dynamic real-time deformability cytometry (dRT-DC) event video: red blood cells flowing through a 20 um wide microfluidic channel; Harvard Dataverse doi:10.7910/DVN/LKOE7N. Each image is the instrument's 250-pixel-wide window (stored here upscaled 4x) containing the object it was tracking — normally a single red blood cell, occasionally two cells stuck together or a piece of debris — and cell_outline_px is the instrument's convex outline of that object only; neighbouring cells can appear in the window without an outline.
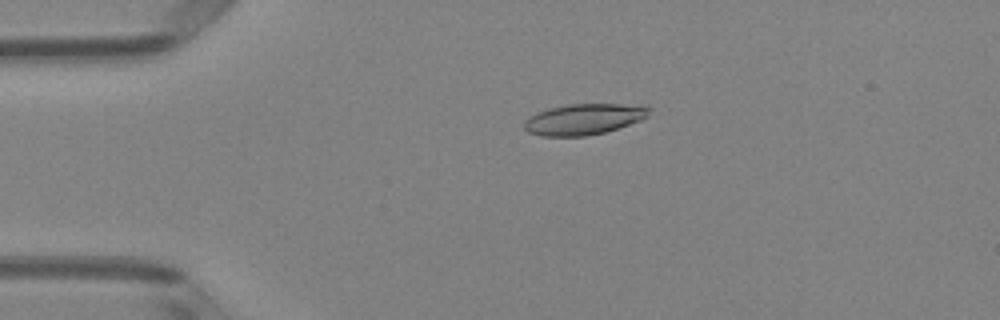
{"species": "Egyptian fruit bat (a non-hibernating species)", "species_latin": "Rousettus aegyptiacus", "temperature_condition": "room temperature", "stored_images_in_passage": 7, "camera_frame_rate_fps": 3000, "um_per_image_px": 0.085, "animal": {"sex": "female"}, "frame": {"image": 1, "passage_image": 5, "time_ms": 1.333, "image_size_px": [1000, 320], "cell_outline_px": [[652, 108], [648, 116], [640, 120], [604, 132], [584, 136], [540, 136], [528, 132], [524, 128], [524, 120], [528, 116], [536, 112], [548, 108], [568, 104], [648, 104]], "centroid_in_image_um": [49.63, 10.11], "position_along_channel_um": 35.4, "area_um2": 22.77}}